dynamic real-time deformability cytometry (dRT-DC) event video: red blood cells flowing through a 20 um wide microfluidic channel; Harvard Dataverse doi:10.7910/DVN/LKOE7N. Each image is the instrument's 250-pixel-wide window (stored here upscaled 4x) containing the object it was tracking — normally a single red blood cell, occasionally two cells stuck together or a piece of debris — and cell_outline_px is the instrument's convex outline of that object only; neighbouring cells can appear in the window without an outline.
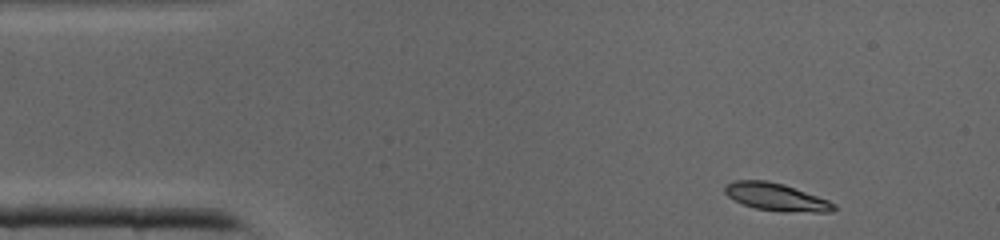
{"species": "common noctule bat (a hibernating species)", "species_latin": "Nyctalus noctula", "temperature_condition": "cold", "stored_images_in_passage": 37, "camera_frame_rate_fps": 3000, "um_per_image_px": 0.085, "animal": {"sex": "male", "body_mass_g": 19.0, "forearm_length_mm": 50.8}, "frame": {"image": 1, "passage_image": 1, "time_ms": 0.0, "image_size_px": [1000, 240], "cell_outline_px": [[836, 208], [832, 212], [780, 212], [756, 208], [744, 204], [728, 196], [724, 192], [724, 184], [732, 180], [764, 180], [784, 184], [828, 200], [836, 204]], "centroid_in_image_um": [65.97, 16.74], "position_along_channel_um": 19.0, "area_um2": 17.57}}
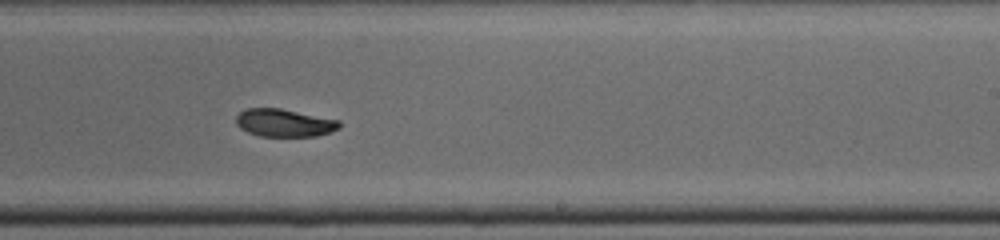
{"frame": {"image": 2, "passage_image": 21, "time_ms": 6.667, "image_size_px": [1000, 240], "cell_outline_px": [[340, 128], [332, 132], [316, 136], [260, 136], [248, 132], [240, 128], [236, 124], [236, 116], [244, 108], [280, 108], [340, 120]], "centroid_in_image_um": [24.17, 10.44], "position_along_channel_um": 264.8, "area_um2": 16.82}}
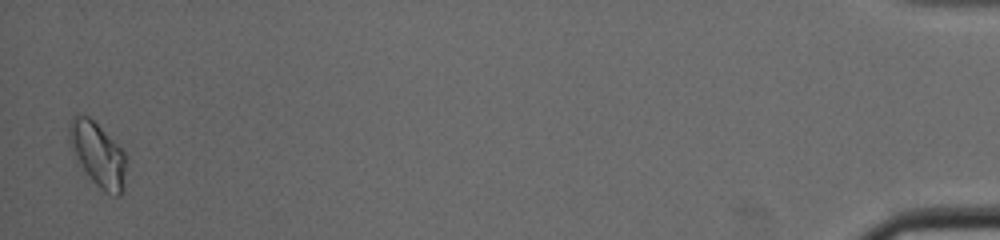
{"frame": {"image": 3, "passage_image": 37, "time_ms": 12.0, "image_size_px": [1000, 240], "cell_outline_px": [[128, 160], [124, 188], [120, 196], [116, 196], [104, 192], [76, 164], [68, 140], [68, 128], [72, 120], [76, 116], [88, 116], [124, 152]], "centroid_in_image_um": [8.32, 13.2], "position_along_channel_um": 426.9, "area_um2": 21.44}}